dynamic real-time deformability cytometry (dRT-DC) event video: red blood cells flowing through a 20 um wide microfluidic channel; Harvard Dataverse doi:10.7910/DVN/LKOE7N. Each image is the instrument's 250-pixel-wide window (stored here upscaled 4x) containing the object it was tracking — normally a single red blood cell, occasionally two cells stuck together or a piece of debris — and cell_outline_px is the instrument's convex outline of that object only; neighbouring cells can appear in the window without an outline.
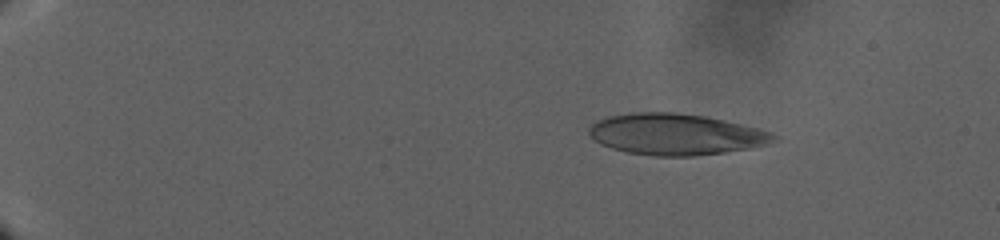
{"species": "human", "species_latin": "Homo sapiens", "temperature_condition": "warm", "stored_images_in_passage": 112, "camera_frame_rate_fps": 3000, "um_per_image_px": 0.085, "donor": {"sex": "male"}, "frame": {"image": 1, "passage_image": 23, "time_ms": 7.0, "image_size_px": [1000, 240], "cell_outline_px": [[780, 140], [768, 144], [752, 148], [724, 152], [692, 156], [656, 156], [628, 152], [612, 148], [600, 144], [588, 136], [588, 128], [596, 120], [608, 116], [632, 112], [672, 112], [704, 116], [724, 120], [760, 128], [772, 132]], "centroid_in_image_um": [57.44, 11.41], "position_along_channel_um": 27.6, "area_um2": 44.68}}
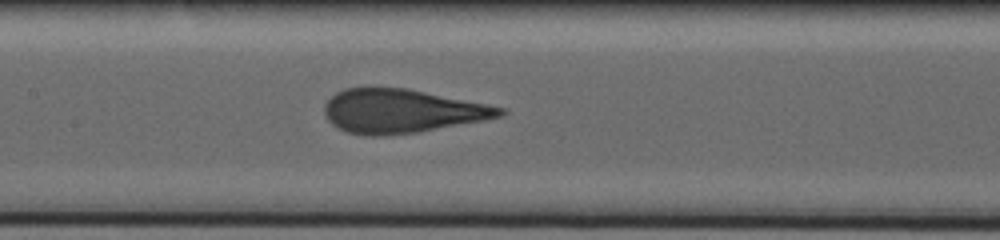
{"frame": {"image": 2, "passage_image": 75, "time_ms": 22.333, "image_size_px": [1000, 240], "cell_outline_px": [[508, 112], [504, 116], [484, 120], [416, 132], [384, 136], [364, 136], [348, 132], [336, 128], [324, 116], [324, 104], [336, 92], [344, 88], [364, 84], [372, 84], [408, 88], [488, 104], [504, 108]], "centroid_in_image_um": [34.08, 9.4], "position_along_channel_um": 173.3, "area_um2": 45.95}}
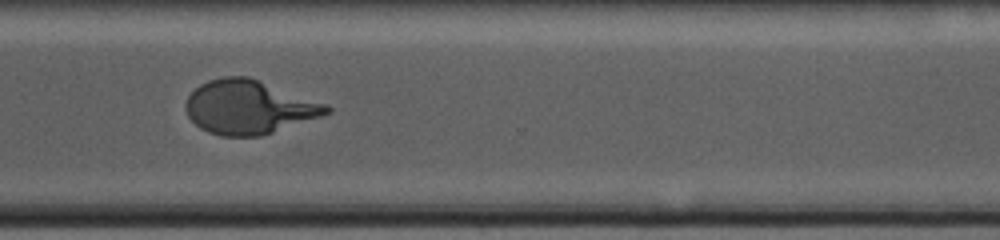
{"frame": {"image": 3, "passage_image": 111, "time_ms": 32.0, "image_size_px": [1000, 240], "cell_outline_px": [[332, 112], [260, 136], [220, 136], [208, 132], [200, 128], [188, 116], [184, 108], [184, 104], [188, 96], [200, 84], [208, 80], [224, 76], [248, 76], [328, 104], [332, 108]], "centroid_in_image_um": [21.14, 9.1], "position_along_channel_um": 349.5, "area_um2": 44.04}}